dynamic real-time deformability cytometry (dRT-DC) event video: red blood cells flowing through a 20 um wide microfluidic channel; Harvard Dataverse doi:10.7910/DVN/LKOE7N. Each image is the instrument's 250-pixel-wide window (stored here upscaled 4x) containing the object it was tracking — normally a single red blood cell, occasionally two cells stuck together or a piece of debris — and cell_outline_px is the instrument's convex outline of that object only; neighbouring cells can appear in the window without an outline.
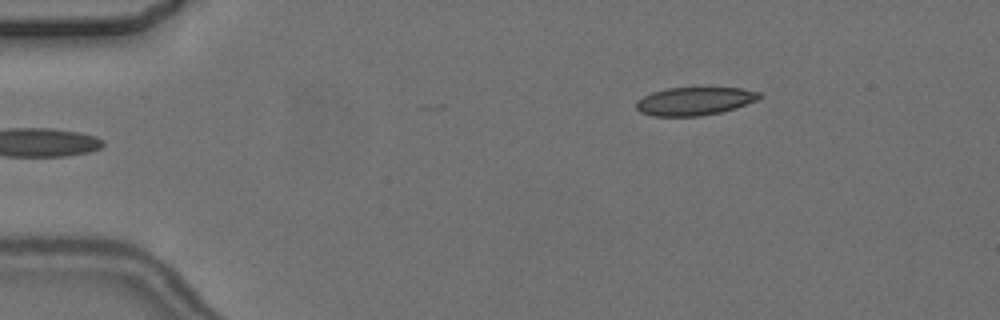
{"species": "common noctule bat (a hibernating species)", "species_latin": "Nyctalus noctula", "temperature_condition": "cold", "stored_images_in_passage": 5, "camera_frame_rate_fps": 3000, "um_per_image_px": 0.085, "animal": {"sex": "female", "body_mass_g": 24.6, "forearm_length_mm": 56.2}, "frame": {"image": 1, "passage_image": 5, "time_ms": 5.667, "image_size_px": [1000, 320], "cell_outline_px": [[764, 96], [756, 100], [736, 108], [720, 112], [700, 116], [652, 116], [640, 112], [636, 108], [636, 100], [652, 92], [668, 88], [740, 88], [760, 92]], "centroid_in_image_um": [59.03, 8.6], "position_along_channel_um": 26.0, "area_um2": 20.17}}